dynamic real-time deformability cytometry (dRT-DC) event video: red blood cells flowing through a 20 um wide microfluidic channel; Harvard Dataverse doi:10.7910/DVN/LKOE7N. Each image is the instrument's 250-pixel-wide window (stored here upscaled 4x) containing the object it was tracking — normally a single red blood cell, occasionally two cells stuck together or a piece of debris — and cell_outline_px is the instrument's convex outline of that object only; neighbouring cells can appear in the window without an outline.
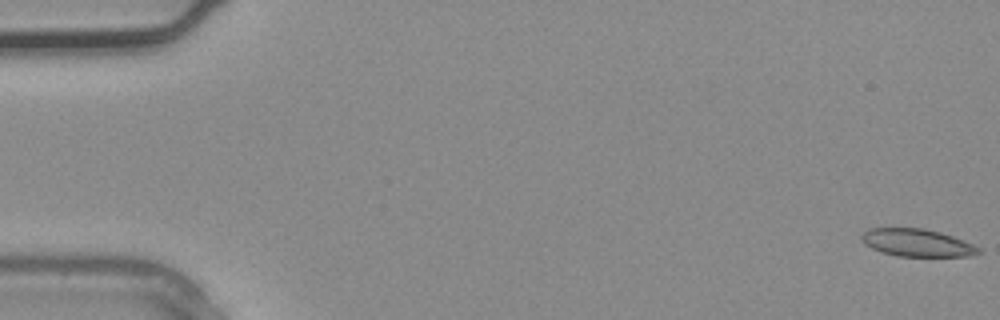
{"species": "common noctule bat (a hibernating species)", "species_latin": "Nyctalus noctula", "temperature_condition": "warm", "stored_images_in_passage": 4, "camera_frame_rate_fps": 3000, "um_per_image_px": 0.085, "animal": {"sex": "male", "body_mass_g": 20.4}, "frame": {"image": 1, "passage_image": 1, "time_ms": 0.0, "image_size_px": [1000, 320], "cell_outline_px": [[984, 252], [968, 256], [900, 256], [884, 252], [872, 248], [864, 244], [860, 236], [868, 228], [924, 228], [940, 232], [964, 240], [980, 248]], "centroid_in_image_um": [77.97, 20.63], "position_along_channel_um": 7.0, "area_um2": 18.73}}